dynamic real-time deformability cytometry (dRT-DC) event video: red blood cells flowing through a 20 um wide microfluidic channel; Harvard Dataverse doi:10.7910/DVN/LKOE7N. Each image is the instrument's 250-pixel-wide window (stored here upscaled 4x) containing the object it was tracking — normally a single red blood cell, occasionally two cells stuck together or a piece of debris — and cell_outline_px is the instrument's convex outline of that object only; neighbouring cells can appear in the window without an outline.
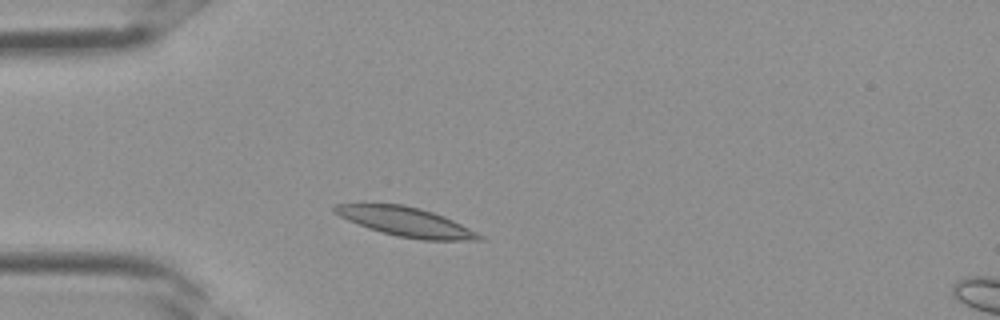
{"species": "Egyptian fruit bat (a non-hibernating species)", "species_latin": "Rousettus aegyptiacus", "temperature_condition": "room temperature", "stored_images_in_passage": 2, "camera_frame_rate_fps": 3000, "um_per_image_px": 0.085, "frame": {"image": 1, "passage_image": 1, "time_ms": 0.0, "image_size_px": [1000, 320], "cell_outline_px": [[484, 240], [420, 240], [396, 236], [380, 232], [368, 228], [348, 220], [332, 212], [332, 204], [404, 204], [420, 208], [444, 216], [484, 236]], "centroid_in_image_um": [34.47, 18.86], "position_along_channel_um": 50.5, "area_um2": 24.57}}